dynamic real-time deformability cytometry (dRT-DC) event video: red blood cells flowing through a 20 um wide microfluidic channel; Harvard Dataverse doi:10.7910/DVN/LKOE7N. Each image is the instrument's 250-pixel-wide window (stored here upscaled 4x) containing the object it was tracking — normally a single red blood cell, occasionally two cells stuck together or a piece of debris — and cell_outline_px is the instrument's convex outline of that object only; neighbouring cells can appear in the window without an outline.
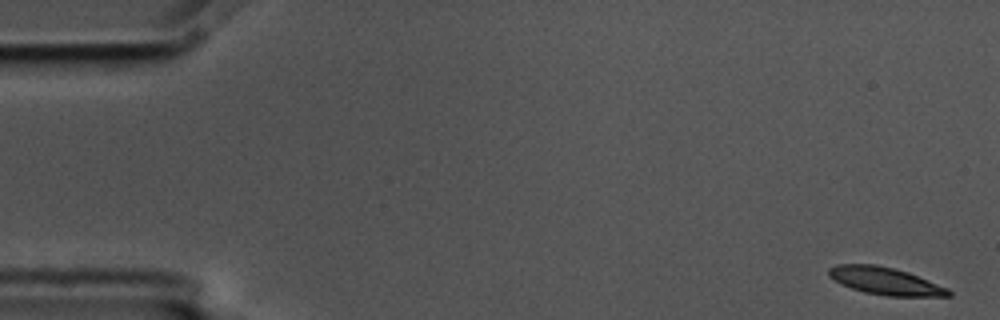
{"species": "common noctule bat (a hibernating species)", "species_latin": "Nyctalus noctula", "temperature_condition": "cold", "stored_images_in_passage": 56, "camera_frame_rate_fps": 3000, "um_per_image_px": 0.085, "animal": {"sex": "male", "body_mass_g": 17.5, "forearm_length_mm": 52.3}, "frame": {"image": 1, "passage_image": 1, "time_ms": 0.0, "image_size_px": [1000, 320], "cell_outline_px": [[952, 296], [888, 296], [864, 292], [840, 284], [828, 276], [828, 268], [836, 264], [876, 264], [908, 272], [948, 288], [952, 292]], "centroid_in_image_um": [75.22, 23.88], "position_along_channel_um": 9.8, "area_um2": 19.13}}
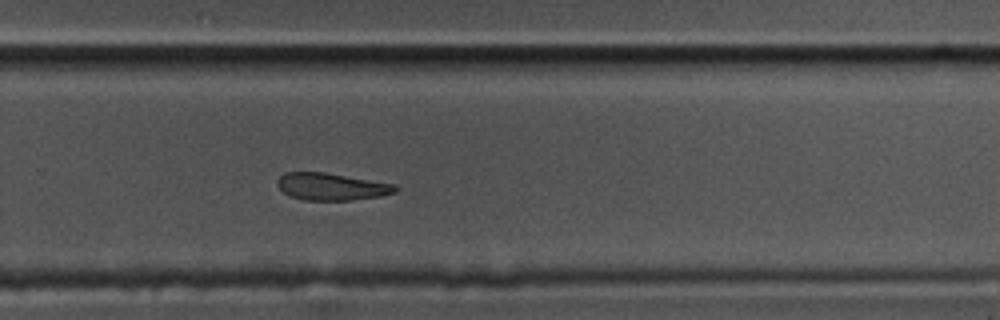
{"frame": {"image": 2, "passage_image": 37, "time_ms": 12.0, "image_size_px": [1000, 320], "cell_outline_px": [[396, 192], [380, 196], [352, 200], [304, 200], [288, 196], [276, 184], [276, 180], [284, 172], [324, 172], [396, 184]], "centroid_in_image_um": [28.14, 15.86], "position_along_channel_um": 301.7, "area_um2": 18.73}}
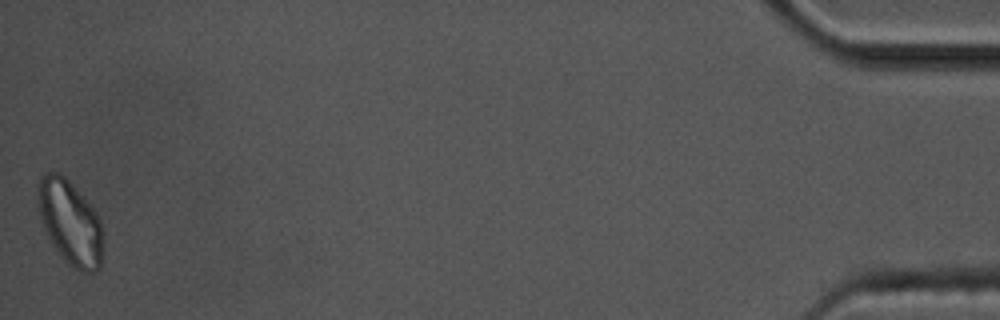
{"frame": {"image": 3, "passage_image": 56, "time_ms": 18.333, "image_size_px": [1000, 320], "cell_outline_px": [[104, 248], [100, 268], [96, 272], [80, 272], [72, 268], [64, 260], [48, 236], [44, 228], [36, 204], [36, 188], [40, 176], [44, 172], [56, 172], [64, 176], [92, 204], [100, 216], [104, 232]], "centroid_in_image_um": [6.0, 18.91], "position_along_channel_um": 429.2, "area_um2": 33.12}, "authors_computed_cell_mechanics": {"area_um2": 20.1433, "velocity_mm_per_s": 3.5236, "shape_relaxation_time_tau1_ms": 2.4318, "shape_relaxation_time_tau2_ms": null, "deformation_change_tau1": 0.1463, "deformation_change_tau2": null}}